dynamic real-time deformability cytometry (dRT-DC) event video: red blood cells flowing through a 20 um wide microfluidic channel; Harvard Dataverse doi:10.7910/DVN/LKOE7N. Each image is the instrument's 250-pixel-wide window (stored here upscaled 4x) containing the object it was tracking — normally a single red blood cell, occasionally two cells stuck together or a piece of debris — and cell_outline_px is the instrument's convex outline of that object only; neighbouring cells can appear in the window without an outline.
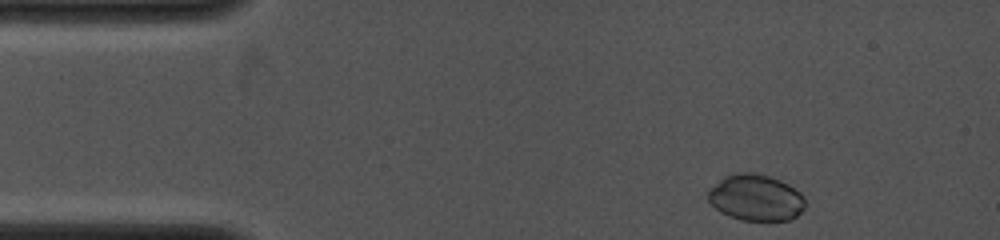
{"species": "common noctule bat (a hibernating species)", "species_latin": "Nyctalus noctula", "temperature_condition": "cold", "stored_images_in_passage": 16, "camera_frame_rate_fps": 4000, "um_per_image_px": 0.085, "animal": {"sex": "female", "body_mass_g": 19.0, "forearm_length_mm": 53.3}, "frame": {"image": 1, "passage_image": 1, "time_ms": 0.0, "image_size_px": [1000, 240], "cell_outline_px": [[804, 208], [792, 220], [768, 224], [740, 220], [720, 212], [708, 200], [708, 188], [724, 176], [736, 172], [752, 172], [768, 176], [780, 180], [788, 184], [800, 192], [804, 196]], "centroid_in_image_um": [64.25, 16.84], "position_along_channel_um": 20.8, "area_um2": 27.05}}
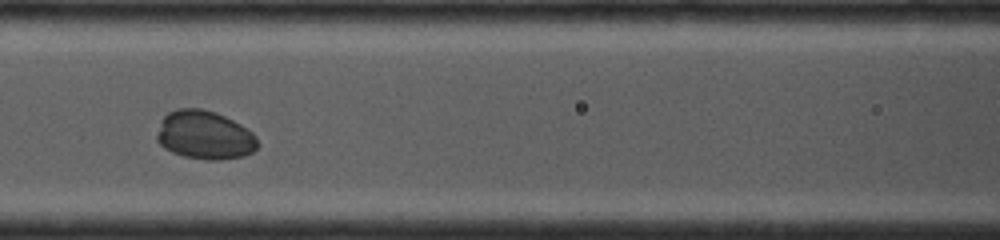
{"frame": {"image": 2, "passage_image": 12, "time_ms": 4.5, "image_size_px": [1000, 240], "cell_outline_px": [[260, 144], [252, 152], [244, 156], [220, 160], [204, 160], [184, 156], [172, 152], [164, 148], [156, 140], [156, 136], [160, 120], [168, 112], [176, 108], [200, 108], [216, 112], [248, 128], [256, 136]], "centroid_in_image_um": [17.39, 11.48], "position_along_channel_um": 149.2, "area_um2": 28.9}}
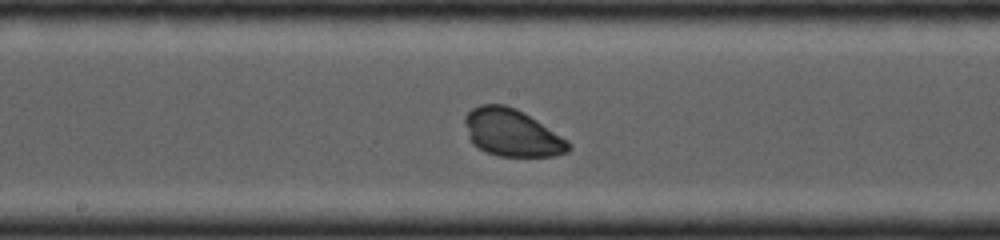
{"frame": {"image": 3, "passage_image": 15, "time_ms": 5.75, "image_size_px": [1000, 240], "cell_outline_px": [[572, 148], [568, 152], [556, 156], [500, 156], [484, 152], [472, 144], [468, 136], [464, 124], [464, 116], [472, 108], [480, 104], [504, 104], [516, 108], [524, 112], [568, 140], [572, 144]], "centroid_in_image_um": [43.51, 11.29], "position_along_channel_um": 204.7, "area_um2": 28.9}}